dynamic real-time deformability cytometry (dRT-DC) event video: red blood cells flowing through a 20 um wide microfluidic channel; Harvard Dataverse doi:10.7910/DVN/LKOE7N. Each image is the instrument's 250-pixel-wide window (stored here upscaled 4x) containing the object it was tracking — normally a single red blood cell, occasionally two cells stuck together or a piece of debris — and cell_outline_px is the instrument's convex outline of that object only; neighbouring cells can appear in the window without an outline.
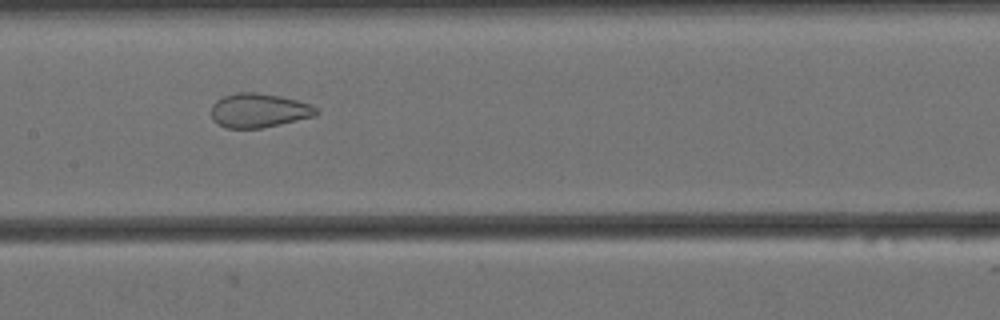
{"species": "Egyptian fruit bat (a non-hibernating species)", "species_latin": "Rousettus aegyptiacus", "temperature_condition": "cold", "stored_images_in_passage": 54, "camera_frame_rate_fps": 3000, "um_per_image_px": 0.085, "animal": {"sex": "female"}, "frame": {"image": 1, "passage_image": 24, "time_ms": 7.667, "image_size_px": [1000, 320], "cell_outline_px": [[320, 112], [316, 116], [280, 124], [260, 128], [224, 128], [212, 120], [212, 104], [216, 100], [224, 96], [236, 92], [252, 92], [280, 96], [296, 100], [308, 104], [316, 108]], "centroid_in_image_um": [21.98, 9.39], "position_along_channel_um": 185.4, "area_um2": 20.87}}
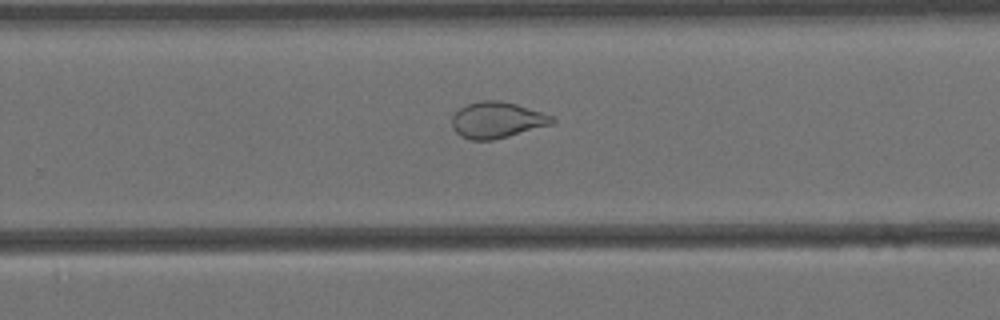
{"frame": {"image": 2, "passage_image": 33, "time_ms": 10.667, "image_size_px": [1000, 320], "cell_outline_px": [[556, 120], [552, 124], [508, 136], [492, 140], [472, 140], [460, 136], [452, 128], [452, 116], [460, 108], [468, 104], [480, 100], [500, 100], [516, 104], [556, 116]], "centroid_in_image_um": [42.26, 10.19], "position_along_channel_um": 287.5, "area_um2": 21.15}}
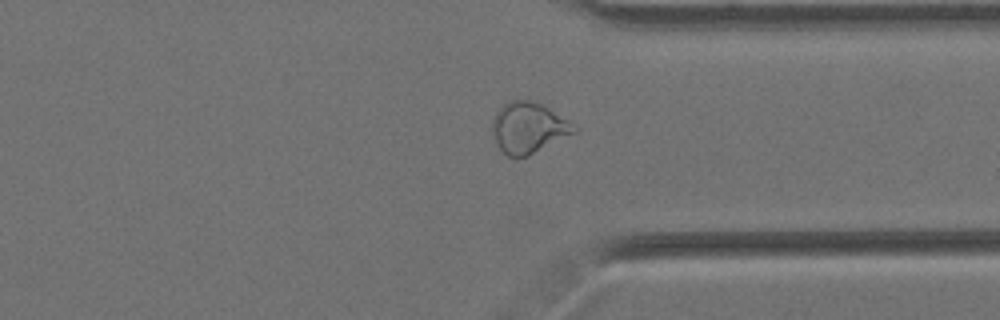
{"frame": {"image": 3, "passage_image": 40, "time_ms": 13.0, "image_size_px": [1000, 320], "cell_outline_px": [[580, 128], [576, 132], [528, 156], [508, 156], [496, 144], [492, 136], [492, 120], [496, 112], [508, 100], [528, 100], [544, 104], [576, 124]], "centroid_in_image_um": [44.95, 10.84], "position_along_channel_um": 366.5, "area_um2": 24.51}, "authors_computed_cell_mechanics": {"area_um2": 25.4898, "velocity_mm_per_s": 3.4383, "shape_relaxation_time_tau1_ms": null, "shape_relaxation_time_tau2_ms": 1.7042, "deformation_change_tau1": null, "deformation_change_tau2": 0.0807}}